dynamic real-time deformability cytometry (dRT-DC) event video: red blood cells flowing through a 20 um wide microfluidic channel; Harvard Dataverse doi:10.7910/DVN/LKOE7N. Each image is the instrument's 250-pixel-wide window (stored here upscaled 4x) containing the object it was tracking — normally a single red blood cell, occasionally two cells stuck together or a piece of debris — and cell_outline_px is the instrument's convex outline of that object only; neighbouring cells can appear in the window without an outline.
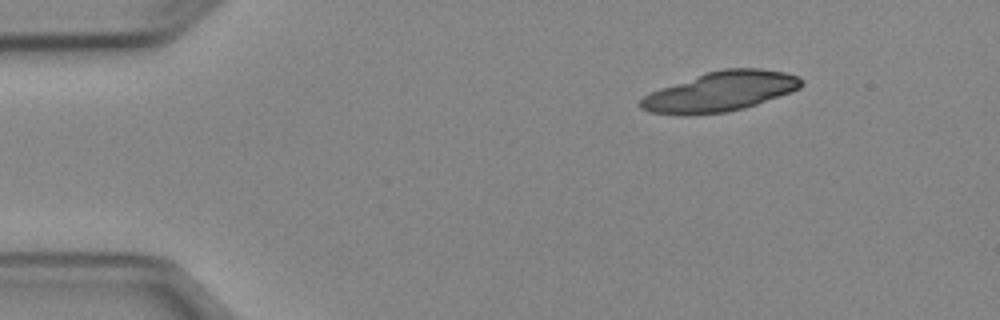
{"species": "Egyptian fruit bat (a non-hibernating species)", "species_latin": "Rousettus aegyptiacus", "temperature_condition": "cold", "stored_images_in_passage": 15, "camera_frame_rate_fps": 3000, "um_per_image_px": 0.085, "animal": {"sex": "female"}, "frame": {"image": 1, "passage_image": 1, "time_ms": 0.0, "image_size_px": [1000, 320], "cell_outline_px": [[804, 84], [800, 88], [792, 92], [744, 108], [728, 112], [688, 116], [648, 112], [640, 108], [640, 100], [644, 96], [660, 88], [708, 72], [724, 68], [760, 68], [784, 72], [796, 76], [804, 80]], "centroid_in_image_um": [61.25, 7.8], "position_along_channel_um": 23.8, "area_um2": 37.28}}